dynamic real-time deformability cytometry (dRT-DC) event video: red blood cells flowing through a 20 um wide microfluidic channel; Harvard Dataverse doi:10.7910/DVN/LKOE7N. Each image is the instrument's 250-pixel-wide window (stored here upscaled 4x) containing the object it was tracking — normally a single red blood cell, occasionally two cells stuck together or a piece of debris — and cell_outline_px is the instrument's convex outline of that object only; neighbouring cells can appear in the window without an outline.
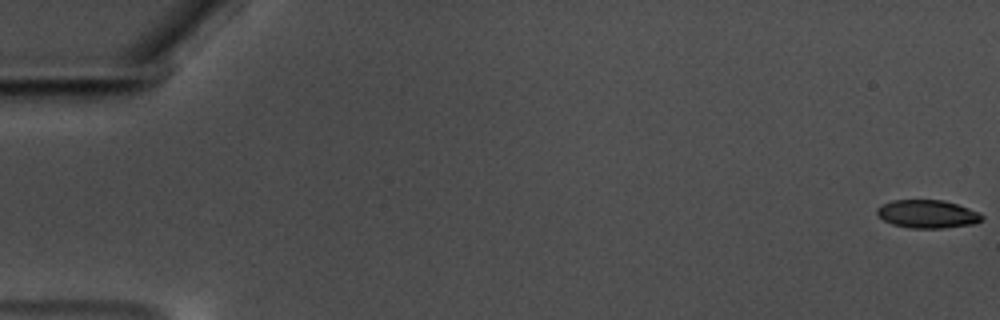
{"species": "common noctule bat (a hibernating species)", "species_latin": "Nyctalus noctula", "temperature_condition": "warm", "stored_images_in_passage": 60, "camera_frame_rate_fps": 3000, "um_per_image_px": 0.085, "animal": {"sex": "male", "body_mass_g": 17.5, "forearm_length_mm": 52.3}, "frame": {"image": 1, "passage_image": 1, "time_ms": 0.0, "image_size_px": [1000, 320], "cell_outline_px": [[984, 220], [976, 224], [940, 228], [912, 228], [892, 224], [876, 216], [876, 208], [880, 204], [892, 200], [944, 200], [980, 212], [984, 216]], "centroid_in_image_um": [78.83, 18.19], "position_along_channel_um": 6.2, "area_um2": 17.46}}
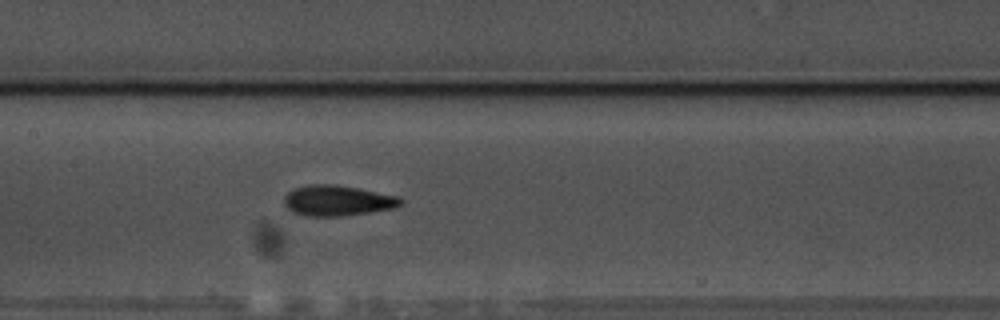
{"frame": {"image": 2, "passage_image": 30, "time_ms": 9.667, "image_size_px": [1000, 320], "cell_outline_px": [[404, 204], [396, 208], [372, 212], [340, 216], [308, 216], [292, 212], [284, 204], [284, 196], [292, 188], [308, 184], [336, 184], [400, 196], [404, 200]], "centroid_in_image_um": [28.72, 17.04], "position_along_channel_um": 178.7, "area_um2": 21.1}}
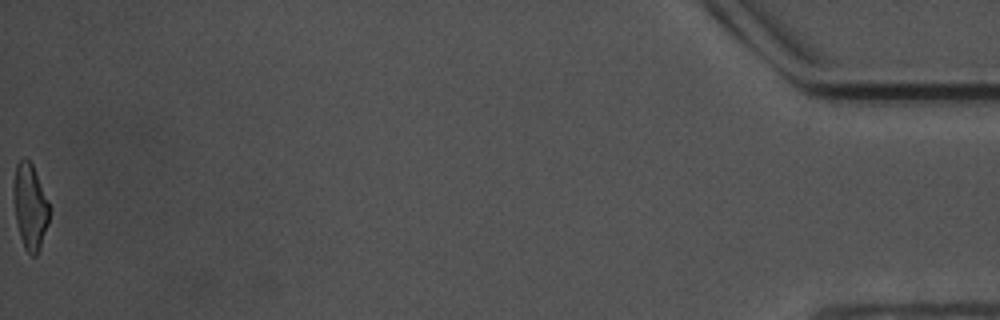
{"frame": {"image": 3, "passage_image": 60, "time_ms": 19.667, "image_size_px": [1000, 320], "cell_outline_px": [[48, 224], [40, 248], [36, 256], [32, 256], [24, 248], [20, 236], [16, 220], [12, 192], [12, 184], [16, 164], [24, 156], [32, 164], [36, 172], [48, 200]], "centroid_in_image_um": [2.53, 17.53], "position_along_channel_um": 432.7, "area_um2": 17.92}, "authors_computed_cell_mechanics": {"area_um2": 19.2763, "velocity_mm_per_s": 3.5258, "shape_relaxation_time_tau1_ms": 4.2554, "shape_relaxation_time_tau2_ms": 2.8962, "deformation_change_tau1": 0.1607, "deformation_change_tau2": 0.1176}}